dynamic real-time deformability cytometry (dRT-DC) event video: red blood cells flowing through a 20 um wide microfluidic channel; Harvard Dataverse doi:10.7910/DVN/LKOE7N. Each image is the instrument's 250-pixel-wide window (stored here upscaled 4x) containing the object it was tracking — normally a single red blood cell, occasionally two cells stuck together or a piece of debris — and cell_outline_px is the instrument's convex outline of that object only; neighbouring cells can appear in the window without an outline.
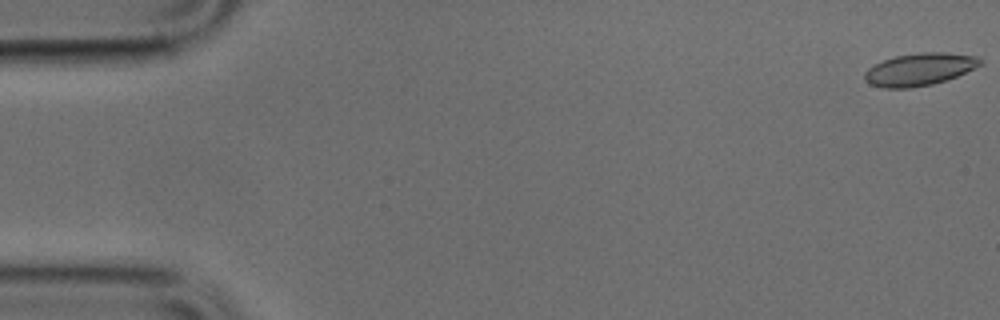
{"species": "common noctule bat (a hibernating species)", "species_latin": "Nyctalus noctula", "temperature_condition": "cold", "stored_images_in_passage": 50, "camera_frame_rate_fps": 3000, "um_per_image_px": 0.085, "animal": {"sex": "male", "body_mass_g": 17.9, "forearm_length_mm": 54.2}, "frame": {"image": 1, "passage_image": 1, "time_ms": 0.0, "image_size_px": [1000, 320], "cell_outline_px": [[984, 60], [980, 64], [948, 80], [932, 84], [908, 88], [884, 88], [868, 84], [864, 80], [864, 72], [872, 64], [896, 56], [920, 52], [944, 52], [976, 56]], "centroid_in_image_um": [78.1, 5.9], "position_along_channel_um": 6.9, "area_um2": 21.85}}
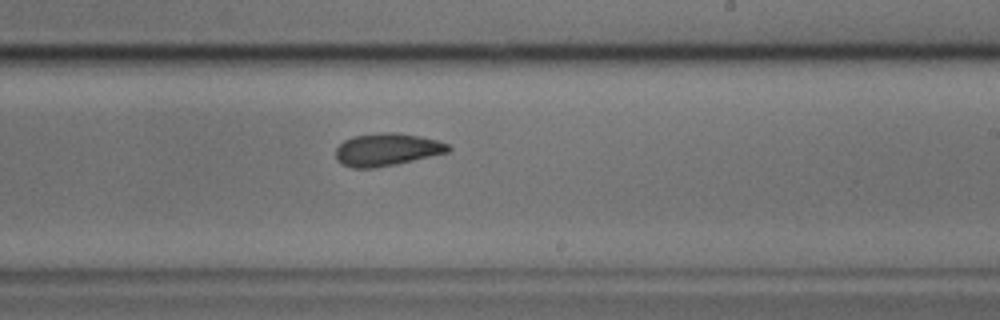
{"frame": {"image": 2, "passage_image": 30, "time_ms": 9.667, "image_size_px": [1000, 320], "cell_outline_px": [[452, 148], [448, 152], [396, 164], [376, 168], [352, 168], [340, 164], [336, 160], [336, 148], [344, 140], [352, 136], [384, 132], [396, 132], [420, 136], [436, 140], [448, 144]], "centroid_in_image_um": [32.85, 12.72], "position_along_channel_um": 256.1, "area_um2": 21.44}}
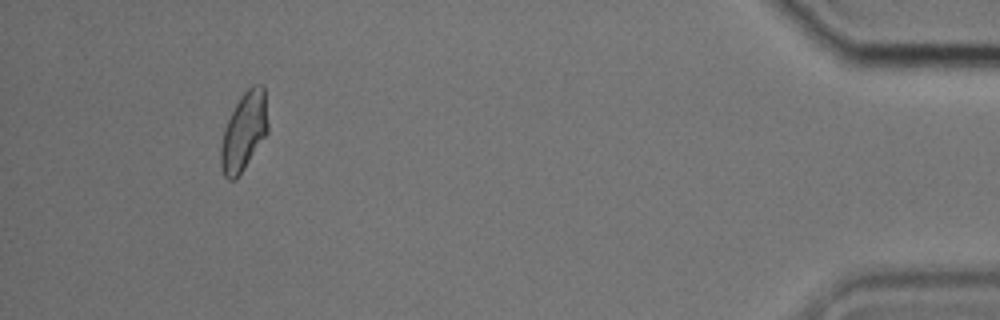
{"frame": {"image": 3, "passage_image": 47, "time_ms": 15.333, "image_size_px": [1000, 320], "cell_outline_px": [[268, 132], [244, 168], [232, 180], [228, 180], [224, 176], [220, 164], [220, 148], [224, 128], [236, 104], [244, 92], [252, 84], [264, 84], [268, 124]], "centroid_in_image_um": [20.74, 11.15], "position_along_channel_um": 414.5, "area_um2": 21.27}}